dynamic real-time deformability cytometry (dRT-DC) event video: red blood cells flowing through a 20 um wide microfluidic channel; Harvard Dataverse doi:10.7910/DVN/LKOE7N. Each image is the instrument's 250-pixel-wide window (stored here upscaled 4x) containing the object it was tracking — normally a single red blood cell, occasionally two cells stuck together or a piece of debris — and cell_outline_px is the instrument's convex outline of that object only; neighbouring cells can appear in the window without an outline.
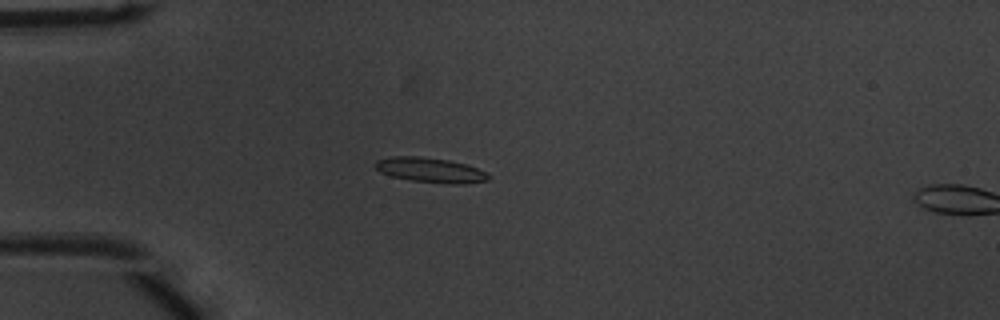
{"species": "common noctule bat (a hibernating species)", "species_latin": "Nyctalus noctula", "temperature_condition": "warm", "stored_images_in_passage": 17, "camera_frame_rate_fps": 3000, "um_per_image_px": 0.085, "animal": {"sex": "male", "body_mass_g": 20.1, "forearm_length_mm": 53.5}, "frame": {"image": 1, "passage_image": 15, "time_ms": 4.667, "image_size_px": [1000, 320], "cell_outline_px": [[488, 180], [464, 184], [452, 184], [408, 180], [392, 176], [380, 172], [372, 164], [376, 160], [392, 156], [420, 156], [448, 160], [464, 164], [476, 168], [484, 172], [488, 176]], "centroid_in_image_um": [36.51, 14.45], "position_along_channel_um": 48.5, "area_um2": 16.3}}